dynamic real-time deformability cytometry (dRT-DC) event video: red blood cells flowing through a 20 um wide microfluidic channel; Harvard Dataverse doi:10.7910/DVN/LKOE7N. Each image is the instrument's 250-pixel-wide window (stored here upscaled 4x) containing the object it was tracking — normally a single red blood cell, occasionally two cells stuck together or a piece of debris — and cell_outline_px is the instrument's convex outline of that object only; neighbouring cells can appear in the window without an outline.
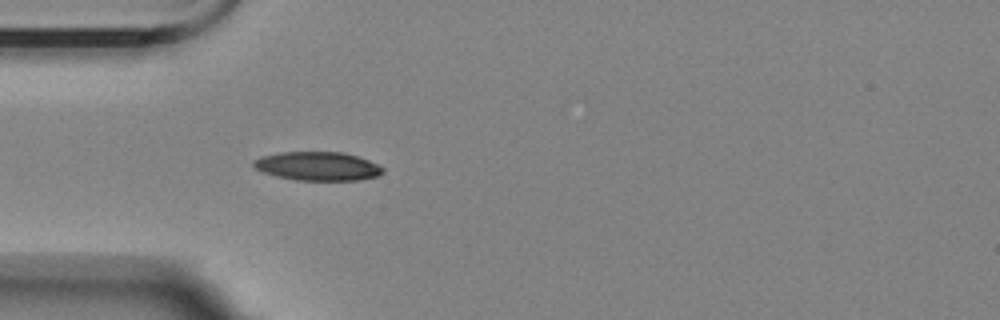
{"species": "Egyptian fruit bat (a non-hibernating species)", "species_latin": "Rousettus aegyptiacus", "temperature_condition": "room temperature", "stored_images_in_passage": 1, "camera_frame_rate_fps": 3000, "um_per_image_px": 0.085, "animal": {"sex": "female"}, "frame": {"image": 1, "passage_image": 1, "time_ms": 0.0, "image_size_px": [1000, 320], "cell_outline_px": [[384, 172], [376, 176], [360, 180], [296, 180], [276, 176], [264, 172], [256, 168], [252, 164], [252, 160], [260, 156], [280, 152], [344, 152], [368, 160], [384, 168]], "centroid_in_image_um": [26.98, 14.12], "position_along_channel_um": 58.0, "area_um2": 21.62}}